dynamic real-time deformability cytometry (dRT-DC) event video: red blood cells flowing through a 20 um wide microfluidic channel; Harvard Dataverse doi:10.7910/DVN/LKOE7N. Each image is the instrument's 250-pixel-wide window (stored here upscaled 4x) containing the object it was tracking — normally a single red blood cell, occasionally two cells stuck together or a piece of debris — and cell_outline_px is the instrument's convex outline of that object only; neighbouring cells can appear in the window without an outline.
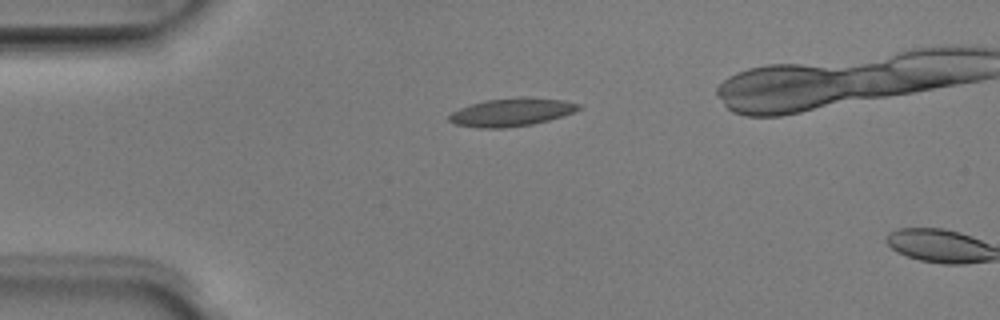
{"species": "Egyptian fruit bat (a non-hibernating species)", "species_latin": "Rousettus aegyptiacus", "temperature_condition": "room temperature", "stored_images_in_passage": 2, "camera_frame_rate_fps": 3000, "um_per_image_px": 0.085, "animal": {"sex": "male"}, "frame": {"image": 1, "passage_image": 1, "time_ms": 0.0, "image_size_px": [1000, 320], "cell_outline_px": [[580, 108], [572, 112], [548, 120], [532, 124], [504, 128], [480, 128], [456, 124], [448, 120], [448, 116], [452, 112], [460, 108], [484, 100], [520, 96], [528, 96], [564, 100], [580, 104]], "centroid_in_image_um": [43.46, 9.52], "position_along_channel_um": 41.5, "area_um2": 21.15}}